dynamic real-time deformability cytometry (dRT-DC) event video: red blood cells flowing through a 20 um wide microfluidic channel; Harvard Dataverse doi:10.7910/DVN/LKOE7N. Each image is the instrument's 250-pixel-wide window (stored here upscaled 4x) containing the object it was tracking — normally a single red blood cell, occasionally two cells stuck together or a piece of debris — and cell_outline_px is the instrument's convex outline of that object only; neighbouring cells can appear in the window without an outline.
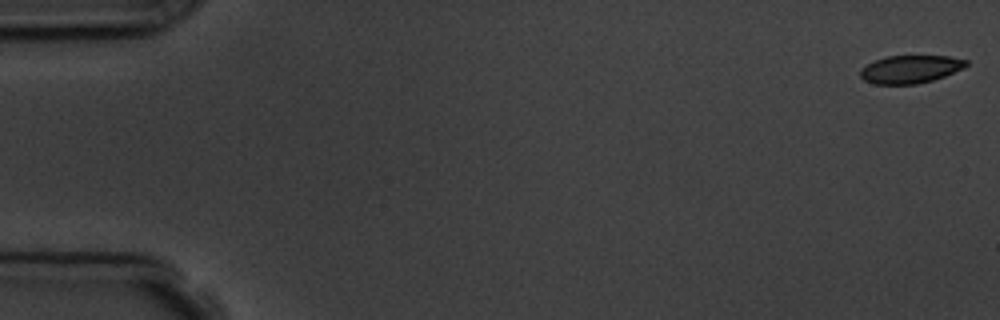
{"species": "common noctule bat (a hibernating species)", "species_latin": "Nyctalus noctula", "temperature_condition": "room temperature", "stored_images_in_passage": 6, "camera_frame_rate_fps": 3000, "um_per_image_px": 0.085, "animal": {"sex": "male", "body_mass_g": 19.5, "forearm_length_mm": 54.6}, "frame": {"image": 1, "passage_image": 1, "time_ms": 0.0, "image_size_px": [1000, 320], "cell_outline_px": [[968, 64], [964, 68], [944, 76], [932, 80], [916, 84], [876, 84], [864, 80], [860, 76], [860, 68], [884, 56], [948, 56], [968, 60]], "centroid_in_image_um": [77.38, 5.88], "position_along_channel_um": 7.6, "area_um2": 17.17}}
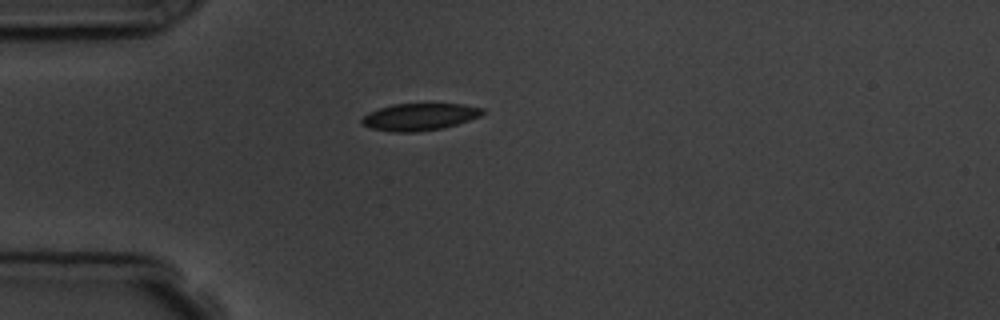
{"frame": {"image": 2, "passage_image": 5, "time_ms": 4.667, "image_size_px": [1000, 320], "cell_outline_px": [[484, 112], [480, 116], [444, 128], [416, 132], [392, 132], [372, 128], [364, 124], [360, 120], [368, 112], [392, 104], [464, 104], [484, 108]], "centroid_in_image_um": [35.67, 9.93], "position_along_channel_um": 49.3, "area_um2": 18.96}}